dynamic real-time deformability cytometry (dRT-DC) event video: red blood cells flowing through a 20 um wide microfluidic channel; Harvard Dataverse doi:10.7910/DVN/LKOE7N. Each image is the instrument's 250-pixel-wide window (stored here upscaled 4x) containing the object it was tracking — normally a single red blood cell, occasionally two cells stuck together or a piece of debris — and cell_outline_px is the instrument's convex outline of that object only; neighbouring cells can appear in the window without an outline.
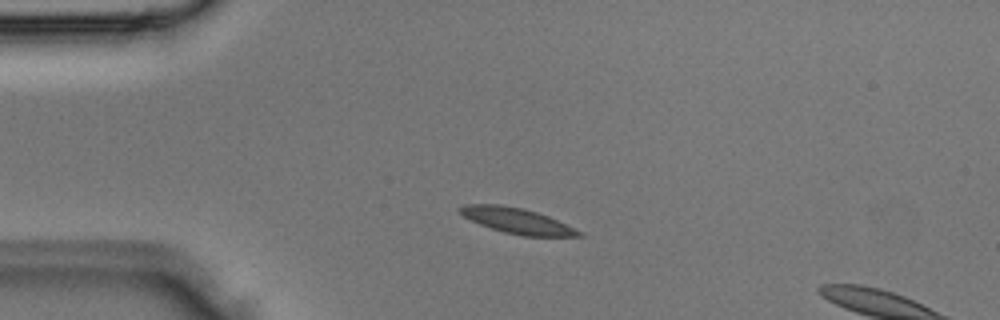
{"species": "Egyptian fruit bat (a non-hibernating species)", "species_latin": "Rousettus aegyptiacus", "temperature_condition": "room temperature", "stored_images_in_passage": 2, "segment_of_instrument_passage": [1, 2], "camera_frame_rate_fps": 3000, "um_per_image_px": 0.085, "animal": {"sex": "male"}, "frame": {"image": 1, "passage_image": 1, "time_ms": 0.0, "image_size_px": [1000, 320], "cell_outline_px": [[584, 236], [524, 236], [504, 232], [480, 224], [456, 212], [456, 208], [464, 204], [500, 204], [524, 208], [548, 216], [584, 232]], "centroid_in_image_um": [43.92, 18.75], "position_along_channel_um": 41.1, "area_um2": 17.74}}